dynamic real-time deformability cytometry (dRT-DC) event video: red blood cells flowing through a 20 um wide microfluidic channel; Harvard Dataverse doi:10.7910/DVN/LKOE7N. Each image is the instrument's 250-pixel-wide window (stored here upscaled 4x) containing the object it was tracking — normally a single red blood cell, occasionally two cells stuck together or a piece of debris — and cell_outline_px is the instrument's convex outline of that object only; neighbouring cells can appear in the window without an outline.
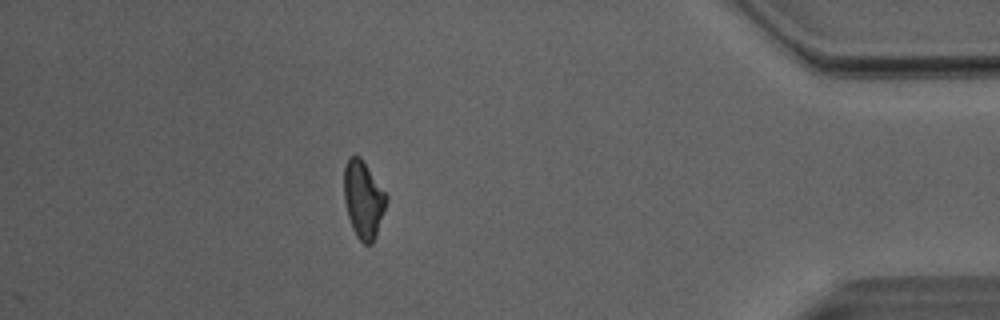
{"species": "Egyptian fruit bat (a non-hibernating species)", "species_latin": "Rousettus aegyptiacus", "temperature_condition": "room temperature", "stored_images_in_passage": 52, "camera_frame_rate_fps": 3000, "um_per_image_px": 0.085, "animal": {"sex": "male"}, "frame": {"image": 1, "passage_image": 52, "time_ms": 17.0, "image_size_px": [1000, 320], "cell_outline_px": [[388, 200], [372, 244], [364, 244], [356, 236], [352, 228], [348, 216], [344, 200], [344, 164], [348, 156], [360, 156], [388, 196]], "centroid_in_image_um": [30.87, 16.93], "position_along_channel_um": 404.3, "area_um2": 19.02}}